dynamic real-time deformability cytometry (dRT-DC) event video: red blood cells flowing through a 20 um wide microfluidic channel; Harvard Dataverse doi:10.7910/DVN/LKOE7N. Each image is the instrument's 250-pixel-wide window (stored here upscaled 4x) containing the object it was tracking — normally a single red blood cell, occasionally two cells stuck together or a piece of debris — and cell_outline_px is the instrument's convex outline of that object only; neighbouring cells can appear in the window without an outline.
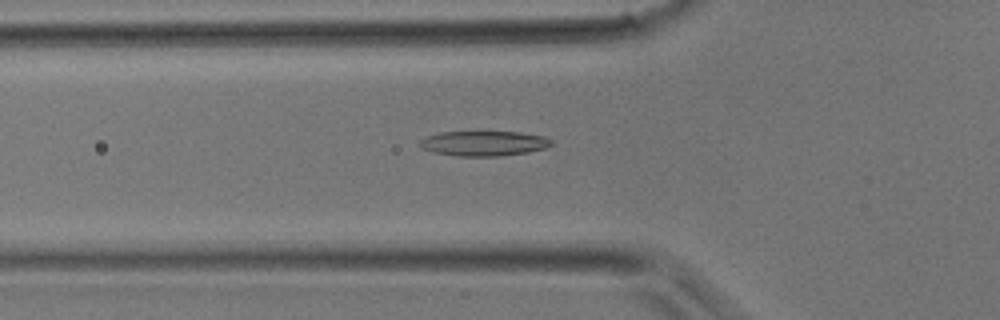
{"species": "common noctule bat (a hibernating species)", "species_latin": "Nyctalus noctula", "temperature_condition": "room temperature", "stored_images_in_passage": 34, "camera_frame_rate_fps": 3000, "um_per_image_px": 0.085, "animal": {"sex": "male", "body_mass_g": 17.9}, "frame": {"image": 1, "passage_image": 13, "time_ms": 4.0, "image_size_px": [1000, 320], "cell_outline_px": [[552, 144], [544, 148], [528, 152], [500, 156], [456, 156], [432, 152], [424, 148], [420, 144], [420, 140], [428, 136], [440, 132], [520, 132], [544, 136], [552, 140]], "centroid_in_image_um": [41.14, 12.19], "position_along_channel_um": 84.7, "area_um2": 19.02}}
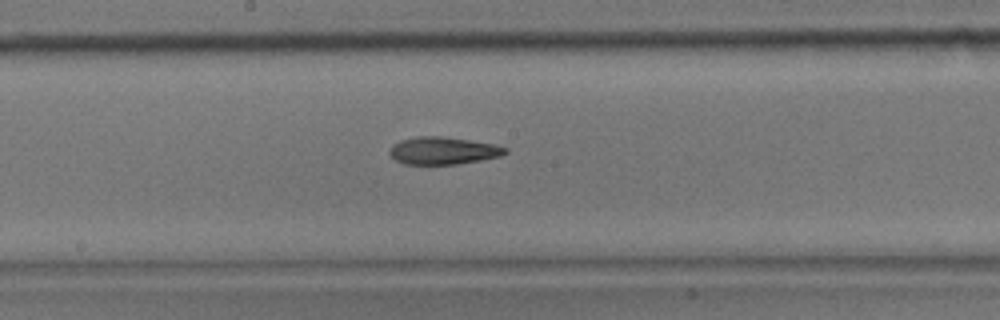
{"frame": {"image": 2, "passage_image": 20, "time_ms": 6.333, "image_size_px": [1000, 320], "cell_outline_px": [[508, 152], [500, 156], [480, 160], [456, 164], [404, 164], [396, 160], [388, 152], [392, 144], [400, 140], [416, 136], [440, 136], [468, 140], [492, 144], [508, 148]], "centroid_in_image_um": [37.63, 12.8], "position_along_channel_um": 210.6, "area_um2": 18.38}}
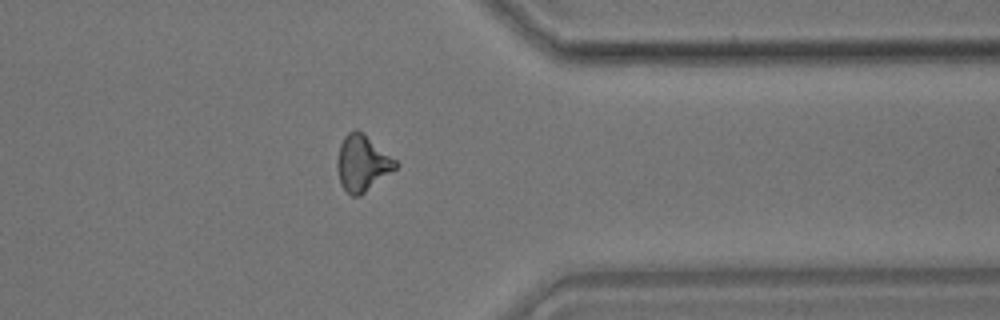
{"frame": {"image": 3, "passage_image": 30, "time_ms": 9.667, "image_size_px": [1000, 320], "cell_outline_px": [[400, 164], [396, 168], [360, 196], [352, 196], [340, 184], [336, 164], [336, 160], [340, 144], [344, 136], [348, 132], [356, 128], [364, 132], [396, 160]], "centroid_in_image_um": [30.78, 13.83], "position_along_channel_um": 380.6, "area_um2": 19.19}}